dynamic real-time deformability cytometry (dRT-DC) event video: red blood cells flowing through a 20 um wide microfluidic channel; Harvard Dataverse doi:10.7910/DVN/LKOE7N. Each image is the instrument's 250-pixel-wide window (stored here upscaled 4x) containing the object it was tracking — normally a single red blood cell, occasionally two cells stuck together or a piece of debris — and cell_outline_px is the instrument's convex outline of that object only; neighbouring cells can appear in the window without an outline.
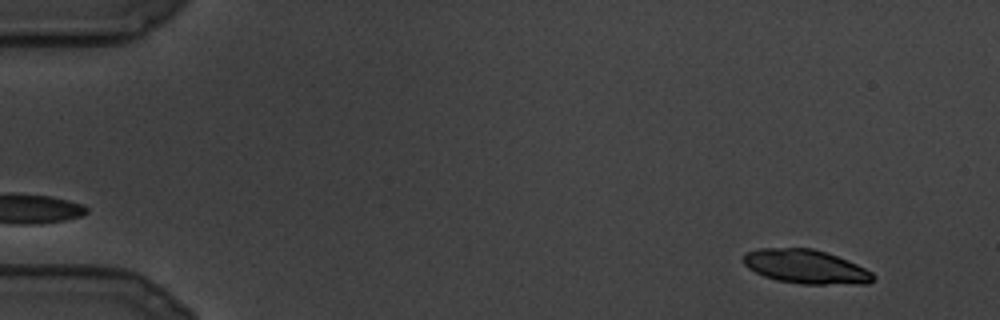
{"species": "common noctule bat (a hibernating species)", "species_latin": "Nyctalus noctula", "temperature_condition": "cold", "stored_images_in_passage": 104, "camera_frame_rate_fps": 3000, "um_per_image_px": 0.085, "animal": {"sex": "male", "body_mass_g": 19.5, "forearm_length_mm": 54.6}, "frame": {"image": 1, "passage_image": 10, "time_ms": 3.0, "image_size_px": [1000, 320], "cell_outline_px": [[876, 276], [868, 284], [800, 284], [776, 280], [764, 276], [748, 268], [744, 264], [744, 252], [760, 248], [812, 248], [848, 260], [872, 272]], "centroid_in_image_um": [68.49, 22.67], "position_along_channel_um": 16.5, "area_um2": 25.66}}
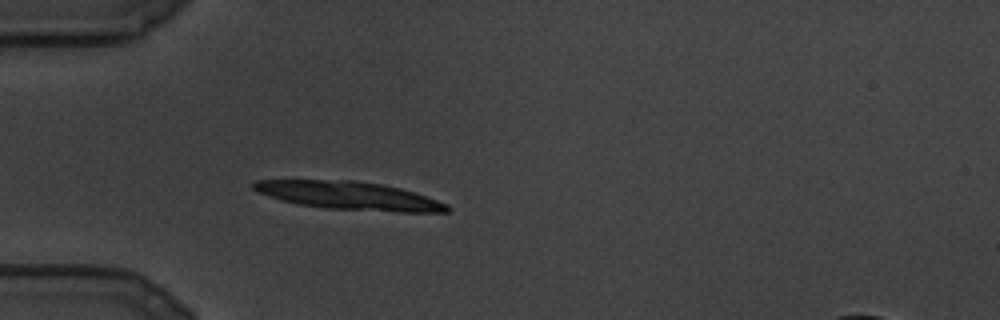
{"frame": {"image": 2, "passage_image": 33, "time_ms": 10.667, "image_size_px": [1000, 320], "cell_outline_px": [[452, 208], [448, 212], [400, 212], [324, 208], [300, 204], [280, 200], [268, 196], [252, 188], [252, 184], [256, 180], [356, 180], [380, 184], [400, 188], [448, 204]], "centroid_in_image_um": [29.68, 16.63], "position_along_channel_um": 55.3, "area_um2": 31.5}}